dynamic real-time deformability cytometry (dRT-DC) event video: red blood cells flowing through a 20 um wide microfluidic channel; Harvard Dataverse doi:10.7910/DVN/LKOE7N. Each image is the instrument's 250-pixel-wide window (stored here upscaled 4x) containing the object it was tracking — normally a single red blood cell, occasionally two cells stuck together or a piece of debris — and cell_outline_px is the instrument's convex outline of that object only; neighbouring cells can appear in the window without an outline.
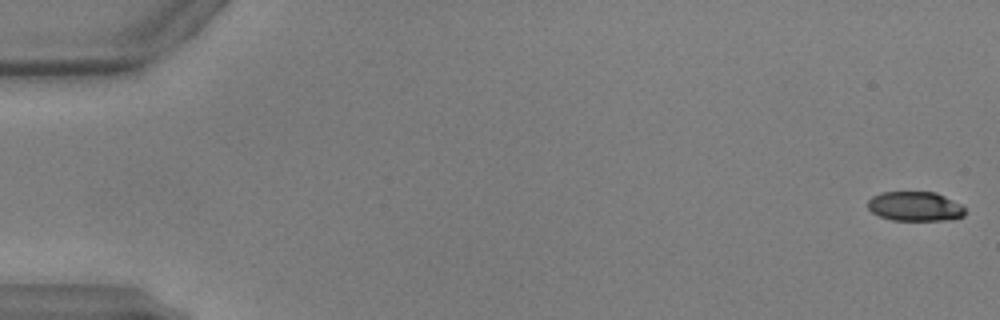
{"species": "common noctule bat (a hibernating species)", "species_latin": "Nyctalus noctula", "temperature_condition": "warm", "stored_images_in_passage": 13, "camera_frame_rate_fps": 3000, "um_per_image_px": 0.085, "animal": {"sex": "male", "body_mass_g": 17.9, "forearm_length_mm": 54.2}, "frame": {"image": 1, "passage_image": 1, "time_ms": 0.0, "image_size_px": [1000, 320], "cell_outline_px": [[964, 216], [948, 220], [892, 220], [880, 216], [872, 212], [868, 208], [868, 200], [872, 196], [880, 192], [936, 192], [960, 204], [964, 208]], "centroid_in_image_um": [77.76, 17.54], "position_along_channel_um": 7.2, "area_um2": 16.65}}